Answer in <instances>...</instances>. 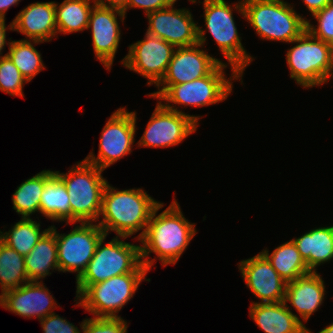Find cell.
Returning a JSON list of instances; mask_svg holds the SVG:
<instances>
[{
  "label": "cell",
  "instance_id": "obj_35",
  "mask_svg": "<svg viewBox=\"0 0 333 333\" xmlns=\"http://www.w3.org/2000/svg\"><path fill=\"white\" fill-rule=\"evenodd\" d=\"M177 0H128L127 8L123 11L126 15L127 10L132 8H141L144 10L145 14L166 8Z\"/></svg>",
  "mask_w": 333,
  "mask_h": 333
},
{
  "label": "cell",
  "instance_id": "obj_31",
  "mask_svg": "<svg viewBox=\"0 0 333 333\" xmlns=\"http://www.w3.org/2000/svg\"><path fill=\"white\" fill-rule=\"evenodd\" d=\"M27 80L5 54L0 56V91L11 96L24 97L23 87Z\"/></svg>",
  "mask_w": 333,
  "mask_h": 333
},
{
  "label": "cell",
  "instance_id": "obj_30",
  "mask_svg": "<svg viewBox=\"0 0 333 333\" xmlns=\"http://www.w3.org/2000/svg\"><path fill=\"white\" fill-rule=\"evenodd\" d=\"M25 258L0 240V286L1 292L28 283Z\"/></svg>",
  "mask_w": 333,
  "mask_h": 333
},
{
  "label": "cell",
  "instance_id": "obj_7",
  "mask_svg": "<svg viewBox=\"0 0 333 333\" xmlns=\"http://www.w3.org/2000/svg\"><path fill=\"white\" fill-rule=\"evenodd\" d=\"M291 43L295 46L288 49L286 63L290 77L302 88L323 85L333 77V46L313 37L305 30Z\"/></svg>",
  "mask_w": 333,
  "mask_h": 333
},
{
  "label": "cell",
  "instance_id": "obj_13",
  "mask_svg": "<svg viewBox=\"0 0 333 333\" xmlns=\"http://www.w3.org/2000/svg\"><path fill=\"white\" fill-rule=\"evenodd\" d=\"M128 54L121 64L130 71L147 78L148 86H155L164 77L175 47L159 37L145 33L143 40L128 46Z\"/></svg>",
  "mask_w": 333,
  "mask_h": 333
},
{
  "label": "cell",
  "instance_id": "obj_32",
  "mask_svg": "<svg viewBox=\"0 0 333 333\" xmlns=\"http://www.w3.org/2000/svg\"><path fill=\"white\" fill-rule=\"evenodd\" d=\"M318 22L317 28L306 20V30L315 38L333 46V0L323 9L312 15Z\"/></svg>",
  "mask_w": 333,
  "mask_h": 333
},
{
  "label": "cell",
  "instance_id": "obj_2",
  "mask_svg": "<svg viewBox=\"0 0 333 333\" xmlns=\"http://www.w3.org/2000/svg\"><path fill=\"white\" fill-rule=\"evenodd\" d=\"M161 202L149 196L144 189L118 190L107 182L102 195V209L98 226L105 232H115L118 237L137 235L139 241L145 231L154 209Z\"/></svg>",
  "mask_w": 333,
  "mask_h": 333
},
{
  "label": "cell",
  "instance_id": "obj_9",
  "mask_svg": "<svg viewBox=\"0 0 333 333\" xmlns=\"http://www.w3.org/2000/svg\"><path fill=\"white\" fill-rule=\"evenodd\" d=\"M106 237L98 243L93 258L76 280V285H92L131 272H149L142 264L140 245L125 242L121 239L126 237L118 236L104 245Z\"/></svg>",
  "mask_w": 333,
  "mask_h": 333
},
{
  "label": "cell",
  "instance_id": "obj_3",
  "mask_svg": "<svg viewBox=\"0 0 333 333\" xmlns=\"http://www.w3.org/2000/svg\"><path fill=\"white\" fill-rule=\"evenodd\" d=\"M227 66V63L221 62L209 75L191 82L156 85L158 90L147 95L158 99L165 108L180 113L185 112L179 110L176 105L184 106V108L185 106L200 108L223 102L233 90L232 80L238 79L241 80V84L243 83L242 76L238 72H232L229 79L226 77L224 70Z\"/></svg>",
  "mask_w": 333,
  "mask_h": 333
},
{
  "label": "cell",
  "instance_id": "obj_26",
  "mask_svg": "<svg viewBox=\"0 0 333 333\" xmlns=\"http://www.w3.org/2000/svg\"><path fill=\"white\" fill-rule=\"evenodd\" d=\"M261 253L286 282L294 281L297 277L310 272L293 240L279 245L271 254L266 249Z\"/></svg>",
  "mask_w": 333,
  "mask_h": 333
},
{
  "label": "cell",
  "instance_id": "obj_14",
  "mask_svg": "<svg viewBox=\"0 0 333 333\" xmlns=\"http://www.w3.org/2000/svg\"><path fill=\"white\" fill-rule=\"evenodd\" d=\"M205 31L197 26L198 43L175 49L167 71L157 85L182 84L203 78L222 62L200 49L207 40Z\"/></svg>",
  "mask_w": 333,
  "mask_h": 333
},
{
  "label": "cell",
  "instance_id": "obj_17",
  "mask_svg": "<svg viewBox=\"0 0 333 333\" xmlns=\"http://www.w3.org/2000/svg\"><path fill=\"white\" fill-rule=\"evenodd\" d=\"M238 268L245 284L260 299V303L284 301L287 282L261 252L240 261Z\"/></svg>",
  "mask_w": 333,
  "mask_h": 333
},
{
  "label": "cell",
  "instance_id": "obj_27",
  "mask_svg": "<svg viewBox=\"0 0 333 333\" xmlns=\"http://www.w3.org/2000/svg\"><path fill=\"white\" fill-rule=\"evenodd\" d=\"M93 2V5H90ZM93 0H64L55 3L57 34L87 30Z\"/></svg>",
  "mask_w": 333,
  "mask_h": 333
},
{
  "label": "cell",
  "instance_id": "obj_23",
  "mask_svg": "<svg viewBox=\"0 0 333 333\" xmlns=\"http://www.w3.org/2000/svg\"><path fill=\"white\" fill-rule=\"evenodd\" d=\"M25 258L29 281H42L52 271H59L55 233L49 229Z\"/></svg>",
  "mask_w": 333,
  "mask_h": 333
},
{
  "label": "cell",
  "instance_id": "obj_24",
  "mask_svg": "<svg viewBox=\"0 0 333 333\" xmlns=\"http://www.w3.org/2000/svg\"><path fill=\"white\" fill-rule=\"evenodd\" d=\"M39 213L48 220L71 223V208L66 186L54 174L45 184L41 195Z\"/></svg>",
  "mask_w": 333,
  "mask_h": 333
},
{
  "label": "cell",
  "instance_id": "obj_38",
  "mask_svg": "<svg viewBox=\"0 0 333 333\" xmlns=\"http://www.w3.org/2000/svg\"><path fill=\"white\" fill-rule=\"evenodd\" d=\"M12 30V22L9 26L6 27L5 20L0 19V56H3L2 50L5 49V45H9V42H6V30Z\"/></svg>",
  "mask_w": 333,
  "mask_h": 333
},
{
  "label": "cell",
  "instance_id": "obj_20",
  "mask_svg": "<svg viewBox=\"0 0 333 333\" xmlns=\"http://www.w3.org/2000/svg\"><path fill=\"white\" fill-rule=\"evenodd\" d=\"M324 280L321 275L310 271L297 277L294 281L287 282L284 303H290L299 313L300 318L307 322L311 315L318 311L324 303L326 294Z\"/></svg>",
  "mask_w": 333,
  "mask_h": 333
},
{
  "label": "cell",
  "instance_id": "obj_18",
  "mask_svg": "<svg viewBox=\"0 0 333 333\" xmlns=\"http://www.w3.org/2000/svg\"><path fill=\"white\" fill-rule=\"evenodd\" d=\"M44 284L43 281H29L19 288L0 293V307L24 318L43 319L58 308Z\"/></svg>",
  "mask_w": 333,
  "mask_h": 333
},
{
  "label": "cell",
  "instance_id": "obj_37",
  "mask_svg": "<svg viewBox=\"0 0 333 333\" xmlns=\"http://www.w3.org/2000/svg\"><path fill=\"white\" fill-rule=\"evenodd\" d=\"M332 0H302L311 15L326 7Z\"/></svg>",
  "mask_w": 333,
  "mask_h": 333
},
{
  "label": "cell",
  "instance_id": "obj_29",
  "mask_svg": "<svg viewBox=\"0 0 333 333\" xmlns=\"http://www.w3.org/2000/svg\"><path fill=\"white\" fill-rule=\"evenodd\" d=\"M9 41V52L6 55L27 82H30L40 71L46 69L40 52L34 46L43 42L22 39L12 41L11 38Z\"/></svg>",
  "mask_w": 333,
  "mask_h": 333
},
{
  "label": "cell",
  "instance_id": "obj_6",
  "mask_svg": "<svg viewBox=\"0 0 333 333\" xmlns=\"http://www.w3.org/2000/svg\"><path fill=\"white\" fill-rule=\"evenodd\" d=\"M204 22L206 30L216 41L224 58L228 61L232 72L241 76L245 68L255 59L250 56L242 45L240 35L233 17V9L245 18L243 2L229 6L225 0H204Z\"/></svg>",
  "mask_w": 333,
  "mask_h": 333
},
{
  "label": "cell",
  "instance_id": "obj_36",
  "mask_svg": "<svg viewBox=\"0 0 333 333\" xmlns=\"http://www.w3.org/2000/svg\"><path fill=\"white\" fill-rule=\"evenodd\" d=\"M95 5L124 11L127 8L128 0H93ZM107 2V3H106Z\"/></svg>",
  "mask_w": 333,
  "mask_h": 333
},
{
  "label": "cell",
  "instance_id": "obj_11",
  "mask_svg": "<svg viewBox=\"0 0 333 333\" xmlns=\"http://www.w3.org/2000/svg\"><path fill=\"white\" fill-rule=\"evenodd\" d=\"M136 112L118 108L106 122L99 140L98 156L92 152L85 161L105 170L132 152L136 133Z\"/></svg>",
  "mask_w": 333,
  "mask_h": 333
},
{
  "label": "cell",
  "instance_id": "obj_25",
  "mask_svg": "<svg viewBox=\"0 0 333 333\" xmlns=\"http://www.w3.org/2000/svg\"><path fill=\"white\" fill-rule=\"evenodd\" d=\"M54 174V171L42 170L17 187L11 200L13 209L22 215L21 218H30L33 213L39 212L45 184Z\"/></svg>",
  "mask_w": 333,
  "mask_h": 333
},
{
  "label": "cell",
  "instance_id": "obj_39",
  "mask_svg": "<svg viewBox=\"0 0 333 333\" xmlns=\"http://www.w3.org/2000/svg\"><path fill=\"white\" fill-rule=\"evenodd\" d=\"M21 0H0V19L5 20V13L14 5L19 4Z\"/></svg>",
  "mask_w": 333,
  "mask_h": 333
},
{
  "label": "cell",
  "instance_id": "obj_40",
  "mask_svg": "<svg viewBox=\"0 0 333 333\" xmlns=\"http://www.w3.org/2000/svg\"><path fill=\"white\" fill-rule=\"evenodd\" d=\"M318 333H333V323H331L330 325L326 326L325 328H323Z\"/></svg>",
  "mask_w": 333,
  "mask_h": 333
},
{
  "label": "cell",
  "instance_id": "obj_1",
  "mask_svg": "<svg viewBox=\"0 0 333 333\" xmlns=\"http://www.w3.org/2000/svg\"><path fill=\"white\" fill-rule=\"evenodd\" d=\"M163 206L164 204L160 203L154 209L146 231L139 240L142 264L148 271L152 269L157 258L163 267L168 264H176L197 233L195 223L189 222L184 217L175 198L165 210L157 215ZM151 253H155L157 258L150 259Z\"/></svg>",
  "mask_w": 333,
  "mask_h": 333
},
{
  "label": "cell",
  "instance_id": "obj_19",
  "mask_svg": "<svg viewBox=\"0 0 333 333\" xmlns=\"http://www.w3.org/2000/svg\"><path fill=\"white\" fill-rule=\"evenodd\" d=\"M12 31L31 41L50 42L57 37L55 2H35L21 10L12 21Z\"/></svg>",
  "mask_w": 333,
  "mask_h": 333
},
{
  "label": "cell",
  "instance_id": "obj_5",
  "mask_svg": "<svg viewBox=\"0 0 333 333\" xmlns=\"http://www.w3.org/2000/svg\"><path fill=\"white\" fill-rule=\"evenodd\" d=\"M245 20L262 40L291 43L306 30V18L284 0H242ZM292 5V6H291Z\"/></svg>",
  "mask_w": 333,
  "mask_h": 333
},
{
  "label": "cell",
  "instance_id": "obj_22",
  "mask_svg": "<svg viewBox=\"0 0 333 333\" xmlns=\"http://www.w3.org/2000/svg\"><path fill=\"white\" fill-rule=\"evenodd\" d=\"M292 240L309 271L333 259V226L314 228Z\"/></svg>",
  "mask_w": 333,
  "mask_h": 333
},
{
  "label": "cell",
  "instance_id": "obj_4",
  "mask_svg": "<svg viewBox=\"0 0 333 333\" xmlns=\"http://www.w3.org/2000/svg\"><path fill=\"white\" fill-rule=\"evenodd\" d=\"M68 173L54 171L66 186L70 208L71 223L98 222L102 209V195L107 179L104 170L85 160L77 162Z\"/></svg>",
  "mask_w": 333,
  "mask_h": 333
},
{
  "label": "cell",
  "instance_id": "obj_34",
  "mask_svg": "<svg viewBox=\"0 0 333 333\" xmlns=\"http://www.w3.org/2000/svg\"><path fill=\"white\" fill-rule=\"evenodd\" d=\"M44 333H81L77 326L55 312L39 320Z\"/></svg>",
  "mask_w": 333,
  "mask_h": 333
},
{
  "label": "cell",
  "instance_id": "obj_15",
  "mask_svg": "<svg viewBox=\"0 0 333 333\" xmlns=\"http://www.w3.org/2000/svg\"><path fill=\"white\" fill-rule=\"evenodd\" d=\"M175 3L160 10L148 13L146 33L159 37L175 48L198 43L197 24L189 9L174 8Z\"/></svg>",
  "mask_w": 333,
  "mask_h": 333
},
{
  "label": "cell",
  "instance_id": "obj_12",
  "mask_svg": "<svg viewBox=\"0 0 333 333\" xmlns=\"http://www.w3.org/2000/svg\"><path fill=\"white\" fill-rule=\"evenodd\" d=\"M156 104L138 147H172L197 131L200 116L169 110L159 101Z\"/></svg>",
  "mask_w": 333,
  "mask_h": 333
},
{
  "label": "cell",
  "instance_id": "obj_10",
  "mask_svg": "<svg viewBox=\"0 0 333 333\" xmlns=\"http://www.w3.org/2000/svg\"><path fill=\"white\" fill-rule=\"evenodd\" d=\"M74 227L68 234L58 233L55 225H51L50 229L56 236L59 272H74L77 280L86 270L98 243L106 234L93 222H81Z\"/></svg>",
  "mask_w": 333,
  "mask_h": 333
},
{
  "label": "cell",
  "instance_id": "obj_33",
  "mask_svg": "<svg viewBox=\"0 0 333 333\" xmlns=\"http://www.w3.org/2000/svg\"><path fill=\"white\" fill-rule=\"evenodd\" d=\"M128 323L122 317L85 318L80 327L83 333H127Z\"/></svg>",
  "mask_w": 333,
  "mask_h": 333
},
{
  "label": "cell",
  "instance_id": "obj_8",
  "mask_svg": "<svg viewBox=\"0 0 333 333\" xmlns=\"http://www.w3.org/2000/svg\"><path fill=\"white\" fill-rule=\"evenodd\" d=\"M147 273L131 272L92 285H76L74 301L94 317H120L117 313L134 297L140 283L150 282Z\"/></svg>",
  "mask_w": 333,
  "mask_h": 333
},
{
  "label": "cell",
  "instance_id": "obj_21",
  "mask_svg": "<svg viewBox=\"0 0 333 333\" xmlns=\"http://www.w3.org/2000/svg\"><path fill=\"white\" fill-rule=\"evenodd\" d=\"M249 316L265 333H313L283 301L251 302Z\"/></svg>",
  "mask_w": 333,
  "mask_h": 333
},
{
  "label": "cell",
  "instance_id": "obj_28",
  "mask_svg": "<svg viewBox=\"0 0 333 333\" xmlns=\"http://www.w3.org/2000/svg\"><path fill=\"white\" fill-rule=\"evenodd\" d=\"M40 223L32 218H21L7 232L0 229V240L22 256H27L41 237L50 229V226L41 230Z\"/></svg>",
  "mask_w": 333,
  "mask_h": 333
},
{
  "label": "cell",
  "instance_id": "obj_16",
  "mask_svg": "<svg viewBox=\"0 0 333 333\" xmlns=\"http://www.w3.org/2000/svg\"><path fill=\"white\" fill-rule=\"evenodd\" d=\"M117 16L123 23L126 15L122 11L97 5L89 16L87 30L91 28L94 55L107 70H111L121 39Z\"/></svg>",
  "mask_w": 333,
  "mask_h": 333
}]
</instances>
